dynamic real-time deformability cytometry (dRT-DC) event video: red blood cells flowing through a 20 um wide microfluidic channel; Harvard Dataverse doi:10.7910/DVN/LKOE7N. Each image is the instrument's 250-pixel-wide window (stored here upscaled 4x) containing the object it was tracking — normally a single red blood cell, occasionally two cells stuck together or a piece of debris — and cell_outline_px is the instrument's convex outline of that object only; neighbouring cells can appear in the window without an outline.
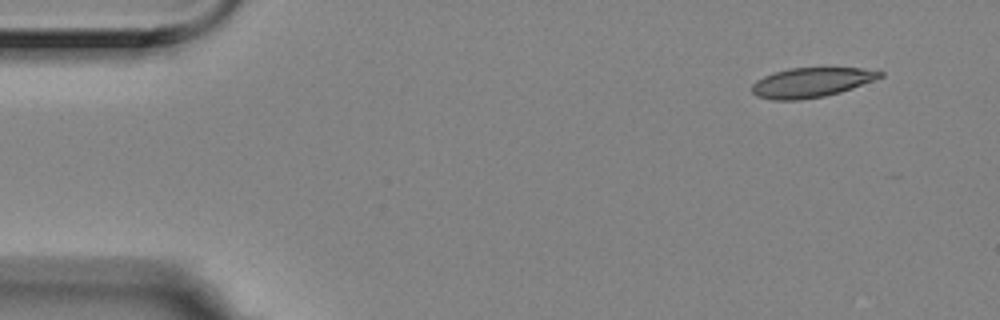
{"species": "Egyptian fruit bat (a non-hibernating species)", "species_latin": "Rousettus aegyptiacus", "temperature_condition": "room temperature", "stored_images_in_passage": 7, "camera_frame_rate_fps": 3000, "um_per_image_px": 0.085, "animal": {"sex": "female"}, "frame": {"image": 1, "passage_image": 1, "time_ms": 0.0, "image_size_px": [1000, 320], "cell_outline_px": [[884, 76], [876, 80], [840, 92], [824, 96], [800, 100], [772, 100], [756, 96], [752, 92], [752, 84], [756, 80], [772, 72], [788, 68], [860, 68], [884, 72]], "centroid_in_image_um": [68.95, 7.01], "position_along_channel_um": 16.1, "area_um2": 22.25}}
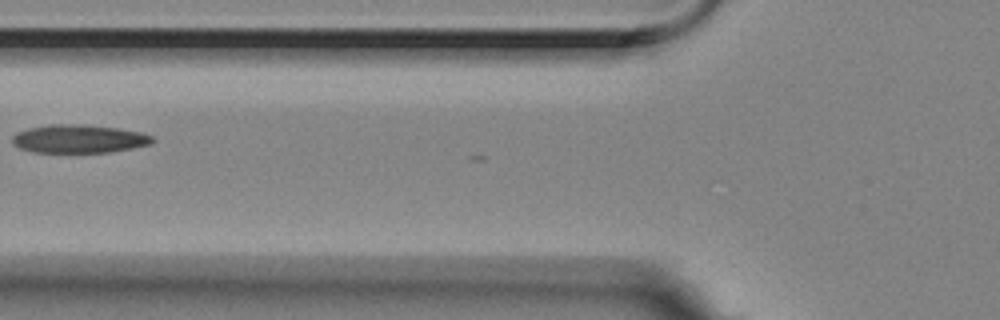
{"frame": {"image": 2, "passage_image": 5, "time_ms": 1.333, "image_size_px": [1000, 320], "cell_outline_px": [[156, 140], [152, 144], [132, 148], [108, 152], [36, 152], [20, 148], [12, 144], [12, 136], [16, 132], [28, 128], [48, 124], [84, 124], [116, 128], [140, 132], [152, 136]], "centroid_in_image_um": [6.7, 11.79], "position_along_channel_um": 119.1, "area_um2": 23.18}}
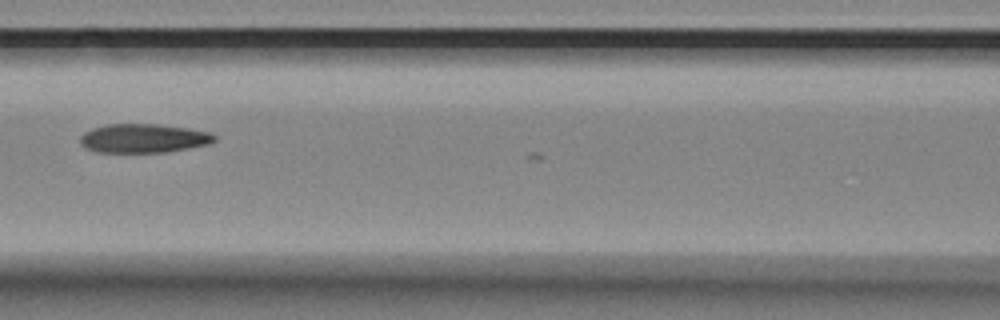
{"frame": {"image": 3, "passage_image": 6, "time_ms": 1.667, "image_size_px": [1000, 320], "cell_outline_px": [[216, 140], [208, 144], [168, 152], [96, 152], [84, 148], [80, 144], [80, 136], [84, 132], [92, 128], [108, 124], [156, 124], [188, 128], [212, 132], [216, 136]], "centroid_in_image_um": [12.19, 11.76], "position_along_channel_um": 154.4, "area_um2": 22.77}}